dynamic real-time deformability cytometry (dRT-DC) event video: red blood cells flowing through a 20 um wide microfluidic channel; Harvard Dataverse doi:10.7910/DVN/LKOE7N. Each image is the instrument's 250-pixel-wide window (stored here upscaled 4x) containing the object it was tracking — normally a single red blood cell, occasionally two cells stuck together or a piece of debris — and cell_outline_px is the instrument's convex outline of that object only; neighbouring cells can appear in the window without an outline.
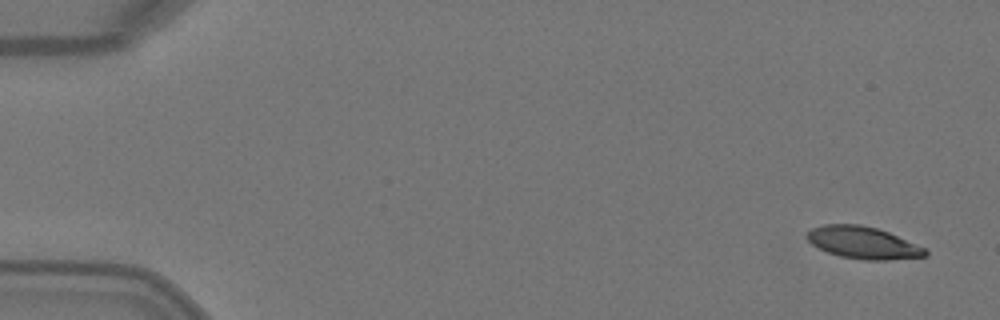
{"species": "Egyptian fruit bat (a non-hibernating species)", "species_latin": "Rousettus aegyptiacus", "temperature_condition": "warm", "stored_images_in_passage": 5, "camera_frame_rate_fps": 3000, "um_per_image_px": 0.085, "animal": {"sex": "female"}, "frame": {"image": 1, "passage_image": 1, "time_ms": 0.0, "image_size_px": [1000, 320], "cell_outline_px": [[928, 256], [888, 260], [864, 260], [840, 256], [828, 252], [812, 244], [804, 236], [812, 228], [824, 224], [860, 224], [876, 228], [888, 232], [924, 248], [928, 252]], "centroid_in_image_um": [73.34, 20.63], "position_along_channel_um": 11.7, "area_um2": 21.96}}
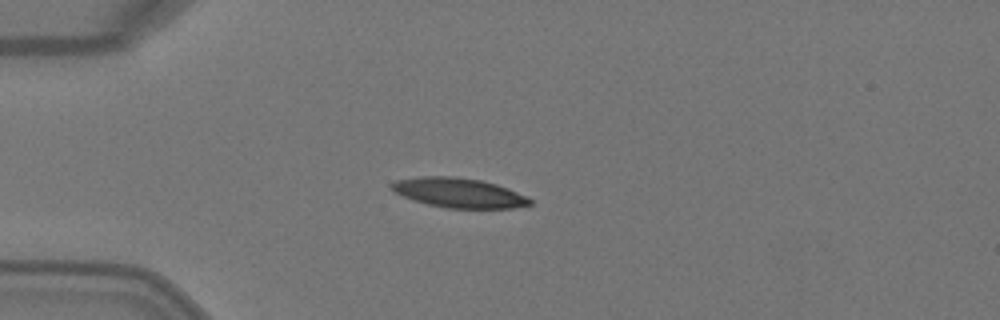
{"frame": {"image": 2, "passage_image": 4, "time_ms": 1.0, "image_size_px": [1000, 320], "cell_outline_px": [[532, 204], [512, 208], [444, 208], [428, 204], [404, 196], [396, 192], [392, 188], [392, 184], [396, 180], [420, 176], [452, 176], [480, 180], [496, 184], [508, 188], [532, 200]], "centroid_in_image_um": [39.02, 16.38], "position_along_channel_um": 46.0, "area_um2": 23.52}}